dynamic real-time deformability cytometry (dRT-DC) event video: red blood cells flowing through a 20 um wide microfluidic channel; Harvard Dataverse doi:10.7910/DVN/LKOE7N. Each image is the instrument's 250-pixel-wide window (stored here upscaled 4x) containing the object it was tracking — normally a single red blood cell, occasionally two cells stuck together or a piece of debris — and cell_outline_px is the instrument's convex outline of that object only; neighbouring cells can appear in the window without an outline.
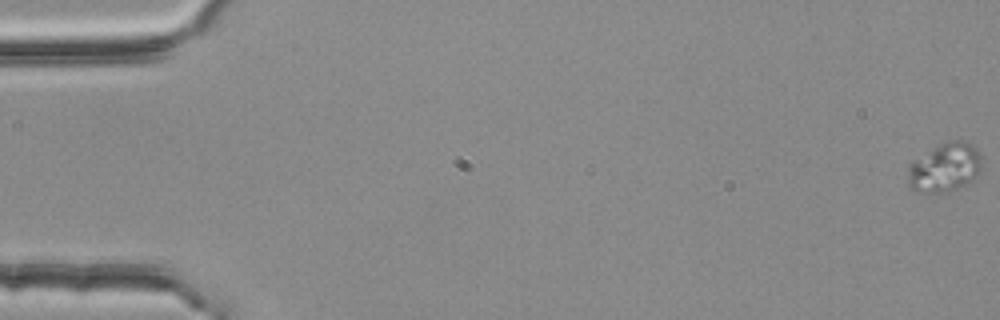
{"species": "common noctule bat (a hibernating species)", "species_latin": "Nyctalus noctula", "temperature_condition": "room temperature", "stored_images_in_passage": 58, "camera_frame_rate_fps": 3000, "um_per_image_px": 0.085, "animal": {"sex": "female", "body_mass_g": 25.1}, "frame": {"image": 1, "passage_image": 1, "time_ms": 0.0, "image_size_px": [1000, 320], "cell_outline_px": [[980, 172], [972, 180], [948, 192], [916, 192], [908, 184], [908, 164], [940, 144], [948, 140], [964, 140], [972, 144], [980, 152]], "centroid_in_image_um": [80.31, 14.23], "position_along_channel_um": 4.7, "area_um2": 20.92}}
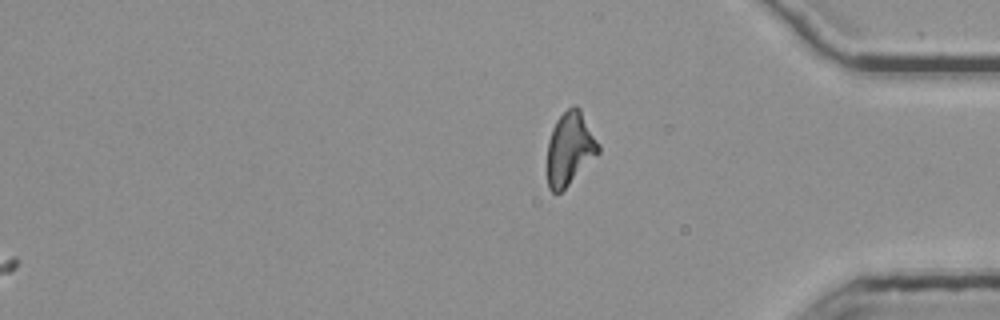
{"frame": {"image": 2, "passage_image": 58, "time_ms": 19.0, "image_size_px": [1000, 320], "cell_outline_px": [[600, 152], [560, 192], [552, 192], [548, 188], [548, 140], [552, 128], [556, 120], [572, 104], [576, 104], [580, 108], [600, 144]], "centroid_in_image_um": [48.45, 12.58], "position_along_channel_um": 386.8, "area_um2": 21.62}}